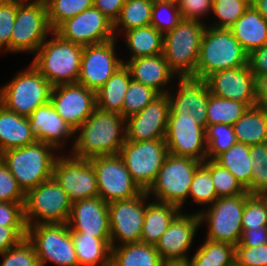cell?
<instances>
[{"label":"cell","instance_id":"1","mask_svg":"<svg viewBox=\"0 0 267 266\" xmlns=\"http://www.w3.org/2000/svg\"><path fill=\"white\" fill-rule=\"evenodd\" d=\"M125 124L126 119L121 114L96 108L75 130L74 133H79V136L73 144L71 155L90 159L119 154L126 140Z\"/></svg>","mask_w":267,"mask_h":266},{"label":"cell","instance_id":"2","mask_svg":"<svg viewBox=\"0 0 267 266\" xmlns=\"http://www.w3.org/2000/svg\"><path fill=\"white\" fill-rule=\"evenodd\" d=\"M248 55L229 29L206 26L193 78L204 80L215 72L246 66Z\"/></svg>","mask_w":267,"mask_h":266},{"label":"cell","instance_id":"3","mask_svg":"<svg viewBox=\"0 0 267 266\" xmlns=\"http://www.w3.org/2000/svg\"><path fill=\"white\" fill-rule=\"evenodd\" d=\"M56 148L36 141L21 148L10 149L0 154V159L14 176L24 193L53 177V167L58 156Z\"/></svg>","mask_w":267,"mask_h":266},{"label":"cell","instance_id":"4","mask_svg":"<svg viewBox=\"0 0 267 266\" xmlns=\"http://www.w3.org/2000/svg\"><path fill=\"white\" fill-rule=\"evenodd\" d=\"M52 39L44 41L32 65L52 86L77 83L84 46L62 39L54 31Z\"/></svg>","mask_w":267,"mask_h":266},{"label":"cell","instance_id":"5","mask_svg":"<svg viewBox=\"0 0 267 266\" xmlns=\"http://www.w3.org/2000/svg\"><path fill=\"white\" fill-rule=\"evenodd\" d=\"M205 28L202 21L182 19L173 30L164 34L163 55L176 77L195 76Z\"/></svg>","mask_w":267,"mask_h":266},{"label":"cell","instance_id":"6","mask_svg":"<svg viewBox=\"0 0 267 266\" xmlns=\"http://www.w3.org/2000/svg\"><path fill=\"white\" fill-rule=\"evenodd\" d=\"M52 85L32 65L0 89V104L9 111L29 117L39 106L50 101Z\"/></svg>","mask_w":267,"mask_h":266},{"label":"cell","instance_id":"7","mask_svg":"<svg viewBox=\"0 0 267 266\" xmlns=\"http://www.w3.org/2000/svg\"><path fill=\"white\" fill-rule=\"evenodd\" d=\"M71 206L67 193L52 177L25 193L23 208L26 225L67 223Z\"/></svg>","mask_w":267,"mask_h":266},{"label":"cell","instance_id":"8","mask_svg":"<svg viewBox=\"0 0 267 266\" xmlns=\"http://www.w3.org/2000/svg\"><path fill=\"white\" fill-rule=\"evenodd\" d=\"M201 165V161L168 154L147 194L150 196L152 193L156 201L175 204L181 209L187 200L195 171Z\"/></svg>","mask_w":267,"mask_h":266},{"label":"cell","instance_id":"9","mask_svg":"<svg viewBox=\"0 0 267 266\" xmlns=\"http://www.w3.org/2000/svg\"><path fill=\"white\" fill-rule=\"evenodd\" d=\"M250 196V194H239L217 198L207 210L199 211L201 225L206 221L209 226L206 239L237 246L243 230V209Z\"/></svg>","mask_w":267,"mask_h":266},{"label":"cell","instance_id":"10","mask_svg":"<svg viewBox=\"0 0 267 266\" xmlns=\"http://www.w3.org/2000/svg\"><path fill=\"white\" fill-rule=\"evenodd\" d=\"M27 239L35 247L40 266L47 262L58 266H79L67 223L27 226Z\"/></svg>","mask_w":267,"mask_h":266},{"label":"cell","instance_id":"11","mask_svg":"<svg viewBox=\"0 0 267 266\" xmlns=\"http://www.w3.org/2000/svg\"><path fill=\"white\" fill-rule=\"evenodd\" d=\"M168 154L165 139L125 140L119 152L134 182L146 192L155 182Z\"/></svg>","mask_w":267,"mask_h":266},{"label":"cell","instance_id":"12","mask_svg":"<svg viewBox=\"0 0 267 266\" xmlns=\"http://www.w3.org/2000/svg\"><path fill=\"white\" fill-rule=\"evenodd\" d=\"M45 0H17L16 19L11 33V52H36L52 33Z\"/></svg>","mask_w":267,"mask_h":266},{"label":"cell","instance_id":"13","mask_svg":"<svg viewBox=\"0 0 267 266\" xmlns=\"http://www.w3.org/2000/svg\"><path fill=\"white\" fill-rule=\"evenodd\" d=\"M89 160L96 173L98 196L106 203L130 199L142 192L119 154L97 156Z\"/></svg>","mask_w":267,"mask_h":266},{"label":"cell","instance_id":"14","mask_svg":"<svg viewBox=\"0 0 267 266\" xmlns=\"http://www.w3.org/2000/svg\"><path fill=\"white\" fill-rule=\"evenodd\" d=\"M53 178L72 203L98 196L96 173L89 159L58 156L53 167Z\"/></svg>","mask_w":267,"mask_h":266},{"label":"cell","instance_id":"15","mask_svg":"<svg viewBox=\"0 0 267 266\" xmlns=\"http://www.w3.org/2000/svg\"><path fill=\"white\" fill-rule=\"evenodd\" d=\"M148 197L142 191L133 198L108 203L111 247H116L118 239L119 245L140 242Z\"/></svg>","mask_w":267,"mask_h":266},{"label":"cell","instance_id":"16","mask_svg":"<svg viewBox=\"0 0 267 266\" xmlns=\"http://www.w3.org/2000/svg\"><path fill=\"white\" fill-rule=\"evenodd\" d=\"M54 32L62 39L81 46L97 45L117 38L113 23L94 6L65 20Z\"/></svg>","mask_w":267,"mask_h":266},{"label":"cell","instance_id":"17","mask_svg":"<svg viewBox=\"0 0 267 266\" xmlns=\"http://www.w3.org/2000/svg\"><path fill=\"white\" fill-rule=\"evenodd\" d=\"M165 143L171 155L201 162L207 159L205 129L194 121V117L169 115Z\"/></svg>","mask_w":267,"mask_h":266},{"label":"cell","instance_id":"18","mask_svg":"<svg viewBox=\"0 0 267 266\" xmlns=\"http://www.w3.org/2000/svg\"><path fill=\"white\" fill-rule=\"evenodd\" d=\"M200 225L198 212L192 215L180 212L170 223L155 245L162 260L168 266H180L188 262L190 257L187 252Z\"/></svg>","mask_w":267,"mask_h":266},{"label":"cell","instance_id":"19","mask_svg":"<svg viewBox=\"0 0 267 266\" xmlns=\"http://www.w3.org/2000/svg\"><path fill=\"white\" fill-rule=\"evenodd\" d=\"M116 40L84 46L78 84L96 92L123 65L115 55Z\"/></svg>","mask_w":267,"mask_h":266},{"label":"cell","instance_id":"20","mask_svg":"<svg viewBox=\"0 0 267 266\" xmlns=\"http://www.w3.org/2000/svg\"><path fill=\"white\" fill-rule=\"evenodd\" d=\"M204 80L210 94L246 103L249 107L257 104L258 81L249 65L218 71Z\"/></svg>","mask_w":267,"mask_h":266},{"label":"cell","instance_id":"21","mask_svg":"<svg viewBox=\"0 0 267 266\" xmlns=\"http://www.w3.org/2000/svg\"><path fill=\"white\" fill-rule=\"evenodd\" d=\"M50 102L74 130L96 109L95 91L78 83L53 86Z\"/></svg>","mask_w":267,"mask_h":266},{"label":"cell","instance_id":"22","mask_svg":"<svg viewBox=\"0 0 267 266\" xmlns=\"http://www.w3.org/2000/svg\"><path fill=\"white\" fill-rule=\"evenodd\" d=\"M169 113L168 95H159L142 111L126 118V140L138 142L165 139Z\"/></svg>","mask_w":267,"mask_h":266},{"label":"cell","instance_id":"23","mask_svg":"<svg viewBox=\"0 0 267 266\" xmlns=\"http://www.w3.org/2000/svg\"><path fill=\"white\" fill-rule=\"evenodd\" d=\"M179 90L175 95L168 91L169 115L194 117V121L204 129L207 126V105L210 92L203 79L179 78Z\"/></svg>","mask_w":267,"mask_h":266},{"label":"cell","instance_id":"24","mask_svg":"<svg viewBox=\"0 0 267 266\" xmlns=\"http://www.w3.org/2000/svg\"><path fill=\"white\" fill-rule=\"evenodd\" d=\"M67 225L70 233L110 237L108 203L99 196L73 202Z\"/></svg>","mask_w":267,"mask_h":266},{"label":"cell","instance_id":"25","mask_svg":"<svg viewBox=\"0 0 267 266\" xmlns=\"http://www.w3.org/2000/svg\"><path fill=\"white\" fill-rule=\"evenodd\" d=\"M28 119L34 138L56 149L62 148L66 139L75 134V130L56 112L50 101L37 107Z\"/></svg>","mask_w":267,"mask_h":266},{"label":"cell","instance_id":"26","mask_svg":"<svg viewBox=\"0 0 267 266\" xmlns=\"http://www.w3.org/2000/svg\"><path fill=\"white\" fill-rule=\"evenodd\" d=\"M123 64L129 69L132 80L152 88L159 95L168 93L163 87L174 78L175 74L169 68L163 53L130 59Z\"/></svg>","mask_w":267,"mask_h":266},{"label":"cell","instance_id":"27","mask_svg":"<svg viewBox=\"0 0 267 266\" xmlns=\"http://www.w3.org/2000/svg\"><path fill=\"white\" fill-rule=\"evenodd\" d=\"M36 141L30 132L28 117L9 111L0 104V154Z\"/></svg>","mask_w":267,"mask_h":266},{"label":"cell","instance_id":"28","mask_svg":"<svg viewBox=\"0 0 267 266\" xmlns=\"http://www.w3.org/2000/svg\"><path fill=\"white\" fill-rule=\"evenodd\" d=\"M229 30L248 54L267 45V21L253 6Z\"/></svg>","mask_w":267,"mask_h":266},{"label":"cell","instance_id":"29","mask_svg":"<svg viewBox=\"0 0 267 266\" xmlns=\"http://www.w3.org/2000/svg\"><path fill=\"white\" fill-rule=\"evenodd\" d=\"M180 210L175 204L146 201L140 242L155 246Z\"/></svg>","mask_w":267,"mask_h":266},{"label":"cell","instance_id":"30","mask_svg":"<svg viewBox=\"0 0 267 266\" xmlns=\"http://www.w3.org/2000/svg\"><path fill=\"white\" fill-rule=\"evenodd\" d=\"M79 266H110V237H93L83 233H70Z\"/></svg>","mask_w":267,"mask_h":266},{"label":"cell","instance_id":"31","mask_svg":"<svg viewBox=\"0 0 267 266\" xmlns=\"http://www.w3.org/2000/svg\"><path fill=\"white\" fill-rule=\"evenodd\" d=\"M131 80L129 69L123 64L106 83L95 92L96 108L120 114L122 112L125 94Z\"/></svg>","mask_w":267,"mask_h":266},{"label":"cell","instance_id":"32","mask_svg":"<svg viewBox=\"0 0 267 266\" xmlns=\"http://www.w3.org/2000/svg\"><path fill=\"white\" fill-rule=\"evenodd\" d=\"M110 266H168L154 245L130 243L111 247Z\"/></svg>","mask_w":267,"mask_h":266},{"label":"cell","instance_id":"33","mask_svg":"<svg viewBox=\"0 0 267 266\" xmlns=\"http://www.w3.org/2000/svg\"><path fill=\"white\" fill-rule=\"evenodd\" d=\"M237 142L256 145L267 142V111L255 105L232 126Z\"/></svg>","mask_w":267,"mask_h":266},{"label":"cell","instance_id":"34","mask_svg":"<svg viewBox=\"0 0 267 266\" xmlns=\"http://www.w3.org/2000/svg\"><path fill=\"white\" fill-rule=\"evenodd\" d=\"M124 35L126 36V47L132 54L129 60L163 53L164 34L152 25L125 31Z\"/></svg>","mask_w":267,"mask_h":266},{"label":"cell","instance_id":"35","mask_svg":"<svg viewBox=\"0 0 267 266\" xmlns=\"http://www.w3.org/2000/svg\"><path fill=\"white\" fill-rule=\"evenodd\" d=\"M214 160L230 171L245 189L251 184L253 165L250 145L236 142Z\"/></svg>","mask_w":267,"mask_h":266},{"label":"cell","instance_id":"36","mask_svg":"<svg viewBox=\"0 0 267 266\" xmlns=\"http://www.w3.org/2000/svg\"><path fill=\"white\" fill-rule=\"evenodd\" d=\"M235 254L236 246L206 239L188 263L191 266H233Z\"/></svg>","mask_w":267,"mask_h":266},{"label":"cell","instance_id":"37","mask_svg":"<svg viewBox=\"0 0 267 266\" xmlns=\"http://www.w3.org/2000/svg\"><path fill=\"white\" fill-rule=\"evenodd\" d=\"M154 2L152 0H126L122 6L119 17L113 24L115 37L117 28L121 31L151 25V13Z\"/></svg>","mask_w":267,"mask_h":266},{"label":"cell","instance_id":"38","mask_svg":"<svg viewBox=\"0 0 267 266\" xmlns=\"http://www.w3.org/2000/svg\"><path fill=\"white\" fill-rule=\"evenodd\" d=\"M248 109L249 106L246 103L210 94L207 105V125L223 123L233 126Z\"/></svg>","mask_w":267,"mask_h":266},{"label":"cell","instance_id":"39","mask_svg":"<svg viewBox=\"0 0 267 266\" xmlns=\"http://www.w3.org/2000/svg\"><path fill=\"white\" fill-rule=\"evenodd\" d=\"M202 164L211 172L217 198L249 194L234 175L214 159H206Z\"/></svg>","mask_w":267,"mask_h":266},{"label":"cell","instance_id":"40","mask_svg":"<svg viewBox=\"0 0 267 266\" xmlns=\"http://www.w3.org/2000/svg\"><path fill=\"white\" fill-rule=\"evenodd\" d=\"M48 22L54 31L62 22L93 6V0H45Z\"/></svg>","mask_w":267,"mask_h":266},{"label":"cell","instance_id":"41","mask_svg":"<svg viewBox=\"0 0 267 266\" xmlns=\"http://www.w3.org/2000/svg\"><path fill=\"white\" fill-rule=\"evenodd\" d=\"M252 157L251 184L246 188L250 195L267 193V142L250 146Z\"/></svg>","mask_w":267,"mask_h":266},{"label":"cell","instance_id":"42","mask_svg":"<svg viewBox=\"0 0 267 266\" xmlns=\"http://www.w3.org/2000/svg\"><path fill=\"white\" fill-rule=\"evenodd\" d=\"M205 140L207 144V159H215L237 142L233 127L223 123L207 125L205 128Z\"/></svg>","mask_w":267,"mask_h":266},{"label":"cell","instance_id":"43","mask_svg":"<svg viewBox=\"0 0 267 266\" xmlns=\"http://www.w3.org/2000/svg\"><path fill=\"white\" fill-rule=\"evenodd\" d=\"M159 94L146 85L131 80L126 91L122 112L120 113L125 119L142 111L149 103H151Z\"/></svg>","mask_w":267,"mask_h":266},{"label":"cell","instance_id":"44","mask_svg":"<svg viewBox=\"0 0 267 266\" xmlns=\"http://www.w3.org/2000/svg\"><path fill=\"white\" fill-rule=\"evenodd\" d=\"M249 5L240 0H213L212 11L218 18V23L212 27L230 29L245 13Z\"/></svg>","mask_w":267,"mask_h":266},{"label":"cell","instance_id":"45","mask_svg":"<svg viewBox=\"0 0 267 266\" xmlns=\"http://www.w3.org/2000/svg\"><path fill=\"white\" fill-rule=\"evenodd\" d=\"M188 196L200 205H211L217 199L211 172L203 164L195 171Z\"/></svg>","mask_w":267,"mask_h":266},{"label":"cell","instance_id":"46","mask_svg":"<svg viewBox=\"0 0 267 266\" xmlns=\"http://www.w3.org/2000/svg\"><path fill=\"white\" fill-rule=\"evenodd\" d=\"M0 256L3 258L0 266H40L35 247L27 237Z\"/></svg>","mask_w":267,"mask_h":266},{"label":"cell","instance_id":"47","mask_svg":"<svg viewBox=\"0 0 267 266\" xmlns=\"http://www.w3.org/2000/svg\"><path fill=\"white\" fill-rule=\"evenodd\" d=\"M182 19L177 3L154 2L151 13V25L158 31L165 34L173 30Z\"/></svg>","mask_w":267,"mask_h":266},{"label":"cell","instance_id":"48","mask_svg":"<svg viewBox=\"0 0 267 266\" xmlns=\"http://www.w3.org/2000/svg\"><path fill=\"white\" fill-rule=\"evenodd\" d=\"M267 226V198L265 195H251L245 202L242 229Z\"/></svg>","mask_w":267,"mask_h":266},{"label":"cell","instance_id":"49","mask_svg":"<svg viewBox=\"0 0 267 266\" xmlns=\"http://www.w3.org/2000/svg\"><path fill=\"white\" fill-rule=\"evenodd\" d=\"M17 0H0V51H11V33L16 19Z\"/></svg>","mask_w":267,"mask_h":266},{"label":"cell","instance_id":"50","mask_svg":"<svg viewBox=\"0 0 267 266\" xmlns=\"http://www.w3.org/2000/svg\"><path fill=\"white\" fill-rule=\"evenodd\" d=\"M25 193L0 159V202H24Z\"/></svg>","mask_w":267,"mask_h":266},{"label":"cell","instance_id":"51","mask_svg":"<svg viewBox=\"0 0 267 266\" xmlns=\"http://www.w3.org/2000/svg\"><path fill=\"white\" fill-rule=\"evenodd\" d=\"M238 266H267V243L257 247H236Z\"/></svg>","mask_w":267,"mask_h":266},{"label":"cell","instance_id":"52","mask_svg":"<svg viewBox=\"0 0 267 266\" xmlns=\"http://www.w3.org/2000/svg\"><path fill=\"white\" fill-rule=\"evenodd\" d=\"M24 202H0V226H27Z\"/></svg>","mask_w":267,"mask_h":266},{"label":"cell","instance_id":"53","mask_svg":"<svg viewBox=\"0 0 267 266\" xmlns=\"http://www.w3.org/2000/svg\"><path fill=\"white\" fill-rule=\"evenodd\" d=\"M177 5L183 19L200 21L212 10L213 0H178Z\"/></svg>","mask_w":267,"mask_h":266},{"label":"cell","instance_id":"54","mask_svg":"<svg viewBox=\"0 0 267 266\" xmlns=\"http://www.w3.org/2000/svg\"><path fill=\"white\" fill-rule=\"evenodd\" d=\"M27 237V226H0V254Z\"/></svg>","mask_w":267,"mask_h":266},{"label":"cell","instance_id":"55","mask_svg":"<svg viewBox=\"0 0 267 266\" xmlns=\"http://www.w3.org/2000/svg\"><path fill=\"white\" fill-rule=\"evenodd\" d=\"M248 65L257 81L267 77V45L249 53Z\"/></svg>","mask_w":267,"mask_h":266},{"label":"cell","instance_id":"56","mask_svg":"<svg viewBox=\"0 0 267 266\" xmlns=\"http://www.w3.org/2000/svg\"><path fill=\"white\" fill-rule=\"evenodd\" d=\"M267 243V226L255 229H243L241 239L236 247H257Z\"/></svg>","mask_w":267,"mask_h":266},{"label":"cell","instance_id":"57","mask_svg":"<svg viewBox=\"0 0 267 266\" xmlns=\"http://www.w3.org/2000/svg\"><path fill=\"white\" fill-rule=\"evenodd\" d=\"M125 1L126 0H93V6L114 24L119 17Z\"/></svg>","mask_w":267,"mask_h":266},{"label":"cell","instance_id":"58","mask_svg":"<svg viewBox=\"0 0 267 266\" xmlns=\"http://www.w3.org/2000/svg\"><path fill=\"white\" fill-rule=\"evenodd\" d=\"M256 105L267 111V77L258 80Z\"/></svg>","mask_w":267,"mask_h":266},{"label":"cell","instance_id":"59","mask_svg":"<svg viewBox=\"0 0 267 266\" xmlns=\"http://www.w3.org/2000/svg\"><path fill=\"white\" fill-rule=\"evenodd\" d=\"M252 6L267 21V0H253Z\"/></svg>","mask_w":267,"mask_h":266},{"label":"cell","instance_id":"60","mask_svg":"<svg viewBox=\"0 0 267 266\" xmlns=\"http://www.w3.org/2000/svg\"><path fill=\"white\" fill-rule=\"evenodd\" d=\"M153 2H170V3H177L178 0H152Z\"/></svg>","mask_w":267,"mask_h":266},{"label":"cell","instance_id":"61","mask_svg":"<svg viewBox=\"0 0 267 266\" xmlns=\"http://www.w3.org/2000/svg\"><path fill=\"white\" fill-rule=\"evenodd\" d=\"M240 1H245L249 6H252L253 0H240Z\"/></svg>","mask_w":267,"mask_h":266},{"label":"cell","instance_id":"62","mask_svg":"<svg viewBox=\"0 0 267 266\" xmlns=\"http://www.w3.org/2000/svg\"><path fill=\"white\" fill-rule=\"evenodd\" d=\"M180 266H191V265L187 262V263L182 264V265H180Z\"/></svg>","mask_w":267,"mask_h":266}]
</instances>
